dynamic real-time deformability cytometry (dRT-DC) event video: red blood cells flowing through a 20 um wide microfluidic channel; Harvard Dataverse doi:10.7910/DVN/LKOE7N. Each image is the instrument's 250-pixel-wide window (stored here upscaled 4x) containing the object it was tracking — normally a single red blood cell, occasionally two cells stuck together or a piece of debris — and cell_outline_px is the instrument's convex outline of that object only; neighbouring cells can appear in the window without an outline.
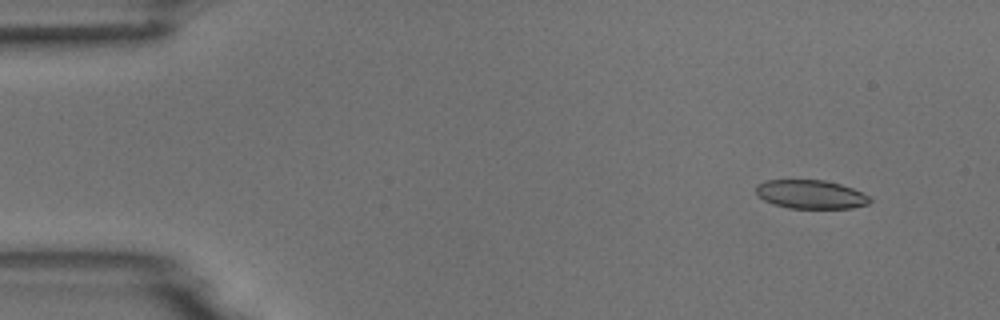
{"species": "common noctule bat (a hibernating species)", "species_latin": "Nyctalus noctula", "temperature_condition": "room temperature", "stored_images_in_passage": 5, "camera_frame_rate_fps": 3000, "um_per_image_px": 0.085, "animal": {"sex": "male", "body_mass_g": 18.8}, "frame": {"image": 1, "passage_image": 2, "time_ms": 1.333, "image_size_px": [1000, 320], "cell_outline_px": [[872, 200], [868, 204], [852, 208], [788, 208], [772, 204], [764, 200], [756, 192], [756, 184], [764, 180], [824, 180], [840, 184], [852, 188], [868, 196]], "centroid_in_image_um": [68.88, 16.52], "position_along_channel_um": 16.1, "area_um2": 19.02}}
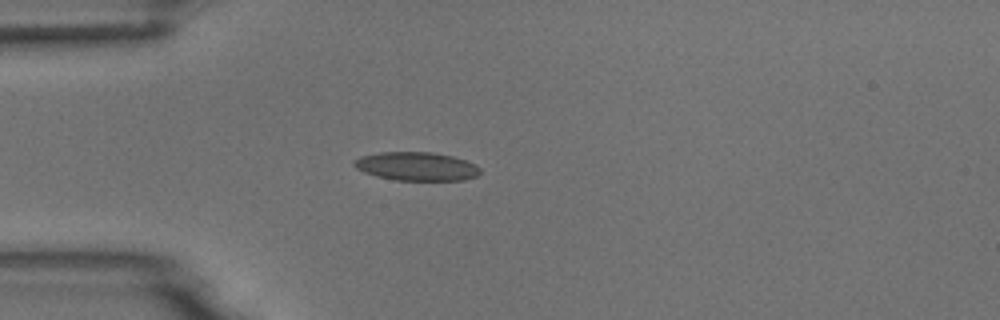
{"frame": {"image": 2, "passage_image": 5, "time_ms": 4.667, "image_size_px": [1000, 320], "cell_outline_px": [[480, 172], [476, 176], [464, 180], [396, 180], [376, 176], [364, 172], [356, 168], [352, 164], [352, 160], [360, 156], [380, 152], [432, 152], [452, 156], [476, 164], [480, 168]], "centroid_in_image_um": [35.37, 14.13], "position_along_channel_um": 49.6, "area_um2": 21.04}}